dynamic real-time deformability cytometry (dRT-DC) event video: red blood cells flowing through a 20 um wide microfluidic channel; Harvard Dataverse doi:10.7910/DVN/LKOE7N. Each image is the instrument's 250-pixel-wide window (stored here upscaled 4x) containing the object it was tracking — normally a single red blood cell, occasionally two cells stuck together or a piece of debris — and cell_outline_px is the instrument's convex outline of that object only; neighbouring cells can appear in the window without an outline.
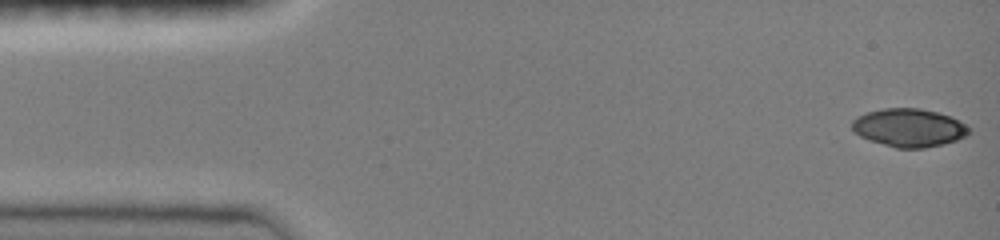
{"species": "common noctule bat (a hibernating species)", "species_latin": "Nyctalus noctula", "temperature_condition": "room temperature", "stored_images_in_passage": 46, "camera_frame_rate_fps": 3000, "um_per_image_px": 0.085, "animal": {"sex": "female", "body_mass_g": 19.0, "forearm_length_mm": 51.5}, "frame": {"image": 1, "passage_image": 1, "time_ms": 0.0, "image_size_px": [1000, 240], "cell_outline_px": [[972, 132], [968, 136], [944, 144], [924, 148], [896, 148], [868, 140], [860, 136], [852, 128], [852, 120], [856, 116], [868, 112], [884, 108], [920, 108], [936, 112], [948, 116], [972, 128]], "centroid_in_image_um": [77.27, 10.86], "position_along_channel_um": 7.7, "area_um2": 26.07}}
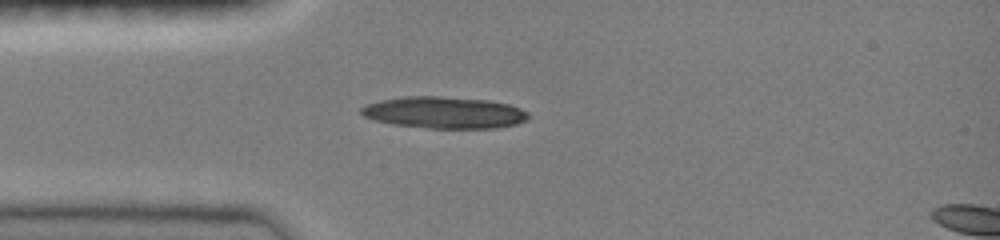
{"frame": {"image": 2, "passage_image": 12, "time_ms": 3.667, "image_size_px": [1000, 240], "cell_outline_px": [[528, 120], [516, 124], [496, 128], [432, 128], [392, 124], [376, 120], [364, 116], [360, 112], [360, 108], [364, 104], [380, 100], [404, 96], [440, 96], [488, 100], [508, 104], [520, 108], [528, 112]], "centroid_in_image_um": [37.75, 9.56], "position_along_channel_um": 47.3, "area_um2": 30.92}}
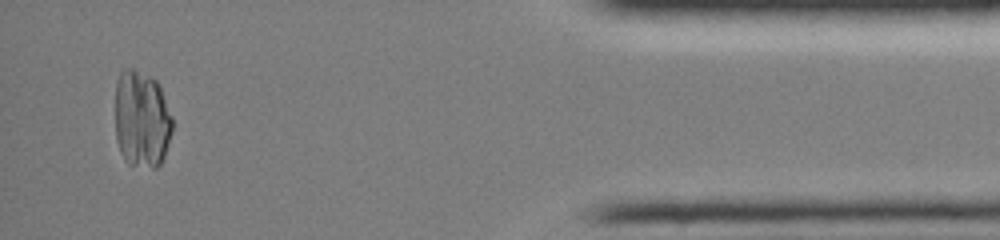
{"frame": {"image": 3, "passage_image": 44, "time_ms": 14.333, "image_size_px": [1000, 240], "cell_outline_px": [[172, 132], [164, 156], [160, 164], [156, 168], [152, 168], [128, 164], [124, 160], [120, 152], [116, 140], [116, 84], [120, 72], [124, 68], [132, 68], [152, 76], [156, 80], [160, 88], [172, 116]], "centroid_in_image_um": [12.04, 10.13], "position_along_channel_um": 423.2, "area_um2": 32.66}}